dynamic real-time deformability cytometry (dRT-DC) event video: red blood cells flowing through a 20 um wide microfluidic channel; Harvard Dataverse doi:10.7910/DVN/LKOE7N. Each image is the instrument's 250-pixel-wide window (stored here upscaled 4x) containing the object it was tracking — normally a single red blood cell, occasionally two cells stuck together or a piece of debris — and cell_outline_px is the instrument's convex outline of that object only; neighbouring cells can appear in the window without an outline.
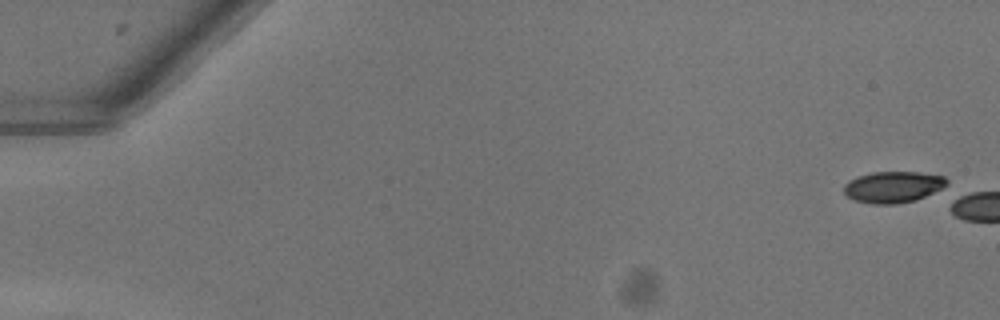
{"species": "common noctule bat (a hibernating species)", "species_latin": "Nyctalus noctula", "temperature_condition": "warm", "stored_images_in_passage": 5, "camera_frame_rate_fps": 3000, "um_per_image_px": 0.085, "animal": {"sex": "female"}, "frame": {"image": 1, "passage_image": 1, "time_ms": 0.0, "image_size_px": [1000, 320], "cell_outline_px": [[948, 188], [916, 200], [896, 204], [872, 204], [856, 200], [848, 196], [844, 192], [844, 184], [848, 180], [856, 176], [872, 172], [920, 172], [944, 176], [948, 180]], "centroid_in_image_um": [75.98, 15.89], "position_along_channel_um": 9.0, "area_um2": 19.19}}